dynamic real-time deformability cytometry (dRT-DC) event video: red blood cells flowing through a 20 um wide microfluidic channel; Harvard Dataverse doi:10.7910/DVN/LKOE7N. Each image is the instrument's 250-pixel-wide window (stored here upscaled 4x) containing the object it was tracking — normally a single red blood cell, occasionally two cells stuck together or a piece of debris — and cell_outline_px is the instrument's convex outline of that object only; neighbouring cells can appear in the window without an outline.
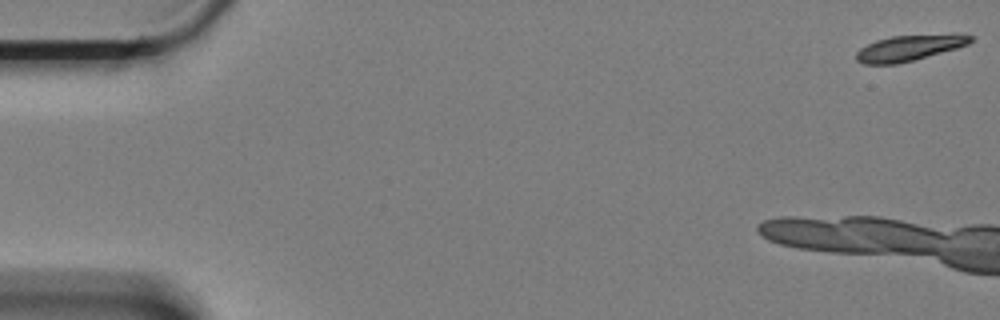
{"species": "Egyptian fruit bat (a non-hibernating species)", "species_latin": "Rousettus aegyptiacus", "temperature_condition": "cold", "stored_images_in_passage": 14, "camera_frame_rate_fps": 3000, "um_per_image_px": 0.085, "animal": {"sex": "female"}, "frame": {"image": 1, "passage_image": 1, "time_ms": 0.0, "image_size_px": [1000, 320], "cell_outline_px": [[972, 40], [968, 44], [956, 48], [916, 60], [896, 64], [864, 64], [856, 60], [856, 52], [860, 48], [876, 40], [892, 36], [952, 32], [956, 32], [972, 36]], "centroid_in_image_um": [77.34, 4.04], "position_along_channel_um": 7.7, "area_um2": 17.63}}